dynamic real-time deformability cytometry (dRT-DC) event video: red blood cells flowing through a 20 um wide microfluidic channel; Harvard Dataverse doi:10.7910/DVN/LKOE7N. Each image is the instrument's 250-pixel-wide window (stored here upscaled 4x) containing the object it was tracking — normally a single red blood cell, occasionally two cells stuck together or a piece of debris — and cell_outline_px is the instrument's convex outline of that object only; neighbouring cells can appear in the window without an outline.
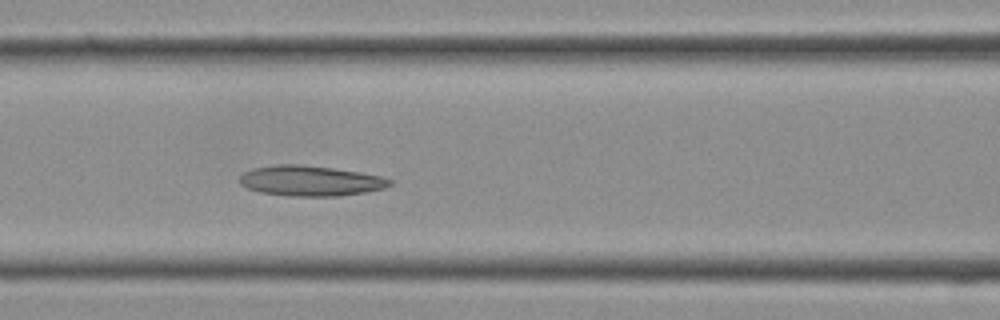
{"species": "Egyptian fruit bat (a non-hibernating species)", "species_latin": "Rousettus aegyptiacus", "temperature_condition": "cold", "stored_images_in_passage": 12, "camera_frame_rate_fps": 3000, "um_per_image_px": 0.085, "frame": {"image": 1, "passage_image": 12, "time_ms": 3.667, "image_size_px": [1000, 320], "cell_outline_px": [[392, 184], [384, 188], [364, 192], [336, 196], [288, 196], [260, 192], [248, 188], [240, 184], [240, 176], [244, 172], [252, 168], [276, 164], [300, 164], [332, 168], [360, 172], [380, 176], [392, 180]], "centroid_in_image_um": [26.36, 15.36], "position_along_channel_um": 140.2, "area_um2": 26.47}}